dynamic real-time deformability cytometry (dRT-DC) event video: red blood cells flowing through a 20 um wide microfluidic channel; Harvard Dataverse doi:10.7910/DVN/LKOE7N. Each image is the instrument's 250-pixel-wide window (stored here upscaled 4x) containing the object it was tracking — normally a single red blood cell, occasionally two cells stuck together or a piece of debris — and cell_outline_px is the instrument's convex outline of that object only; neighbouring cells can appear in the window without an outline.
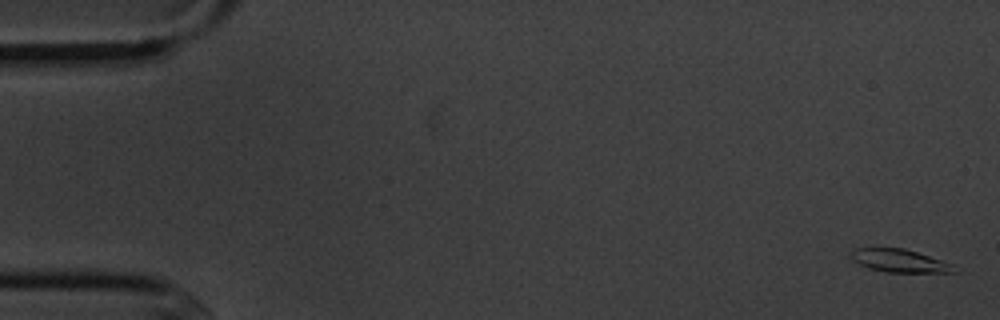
{"species": "common noctule bat (a hibernating species)", "species_latin": "Nyctalus noctula", "temperature_condition": "cold", "stored_images_in_passage": 6, "camera_frame_rate_fps": 3000, "um_per_image_px": 0.085, "animal": {"sex": "male", "body_mass_g": 20.1, "forearm_length_mm": 53.5}, "frame": {"image": 1, "passage_image": 1, "time_ms": 0.0, "image_size_px": [1000, 320], "cell_outline_px": [[956, 272], [888, 272], [868, 268], [852, 260], [848, 252], [856, 248], [904, 248], [952, 264]], "centroid_in_image_um": [76.38, 22.16], "position_along_channel_um": 8.6, "area_um2": 13.58}}
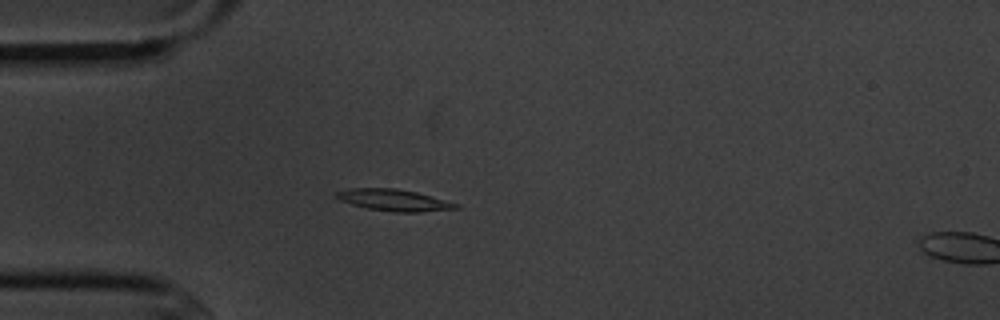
{"frame": {"image": 2, "passage_image": 5, "time_ms": 4.667, "image_size_px": [1000, 320], "cell_outline_px": [[460, 208], [420, 212], [396, 212], [368, 208], [352, 204], [340, 200], [332, 196], [336, 192], [348, 188], [396, 188], [416, 192], [456, 204]], "centroid_in_image_um": [33.39, 17.0], "position_along_channel_um": 51.6, "area_um2": 14.8}}